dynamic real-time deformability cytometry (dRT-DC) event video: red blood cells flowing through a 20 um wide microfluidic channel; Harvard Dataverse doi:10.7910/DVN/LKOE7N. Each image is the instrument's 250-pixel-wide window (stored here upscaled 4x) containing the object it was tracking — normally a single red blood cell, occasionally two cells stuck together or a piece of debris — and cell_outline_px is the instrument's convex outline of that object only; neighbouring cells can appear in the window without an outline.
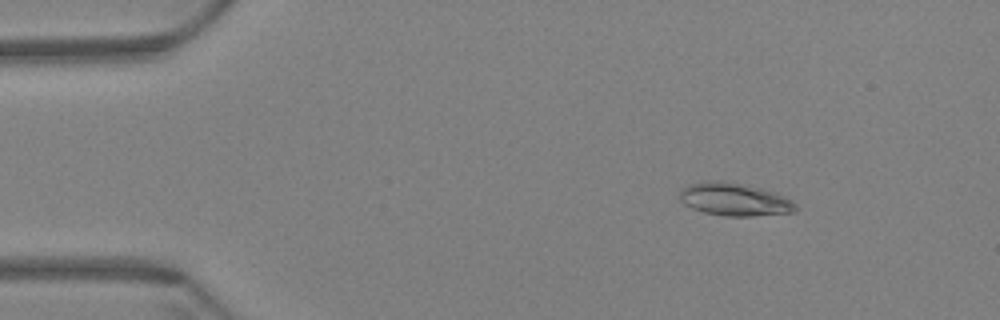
{"species": "Egyptian fruit bat (a non-hibernating species)", "species_latin": "Rousettus aegyptiacus", "temperature_condition": "warm", "stored_images_in_passage": 61, "camera_frame_rate_fps": 3000, "um_per_image_px": 0.085, "animal": {"sex": "female"}, "frame": {"image": 1, "passage_image": 9, "time_ms": 2.667, "image_size_px": [1000, 320], "cell_outline_px": [[796, 208], [792, 212], [752, 216], [724, 216], [704, 212], [692, 208], [684, 204], [680, 200], [680, 188], [688, 184], [704, 180], [732, 180], [748, 184], [776, 192], [792, 200], [796, 204]], "centroid_in_image_um": [62.4, 16.91], "position_along_channel_um": 22.6, "area_um2": 22.72}}
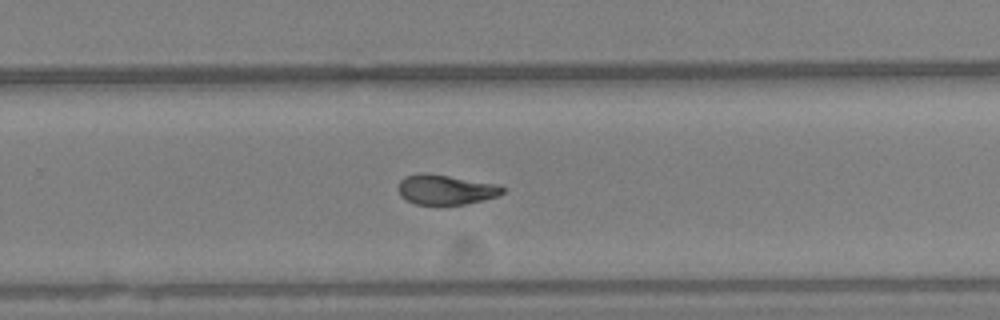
{"frame": {"image": 2, "passage_image": 40, "time_ms": 13.0, "image_size_px": [1000, 320], "cell_outline_px": [[504, 192], [496, 196], [464, 204], [416, 204], [400, 196], [396, 188], [400, 180], [404, 176], [420, 172], [448, 176], [500, 184], [504, 188]], "centroid_in_image_um": [37.83, 16.1], "position_along_channel_um": 292.0, "area_um2": 18.09}}
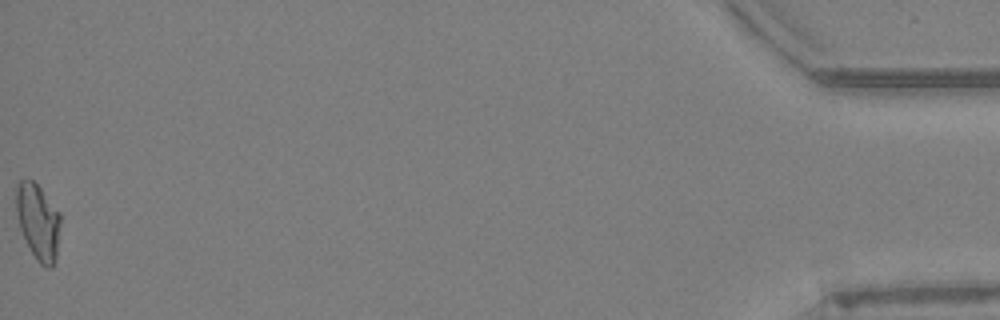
{"frame": {"image": 3, "passage_image": 61, "time_ms": 20.0, "image_size_px": [1000, 320], "cell_outline_px": [[60, 220], [56, 256], [52, 268], [48, 268], [40, 264], [36, 260], [20, 228], [16, 212], [16, 188], [20, 180], [28, 176], [40, 188], [60, 212]], "centroid_in_image_um": [3.23, 18.81], "position_along_channel_um": 432.0, "area_um2": 19.42}, "authors_computed_cell_mechanics": {"area_um2": 19.363, "velocity_mm_per_s": 3.4223, "shape_relaxation_time_tau1_ms": 10.4837, "shape_relaxation_time_tau2_ms": 2.6063, "deformation_change_tau1": 0.2634, "deformation_change_tau2": 0.0821}}